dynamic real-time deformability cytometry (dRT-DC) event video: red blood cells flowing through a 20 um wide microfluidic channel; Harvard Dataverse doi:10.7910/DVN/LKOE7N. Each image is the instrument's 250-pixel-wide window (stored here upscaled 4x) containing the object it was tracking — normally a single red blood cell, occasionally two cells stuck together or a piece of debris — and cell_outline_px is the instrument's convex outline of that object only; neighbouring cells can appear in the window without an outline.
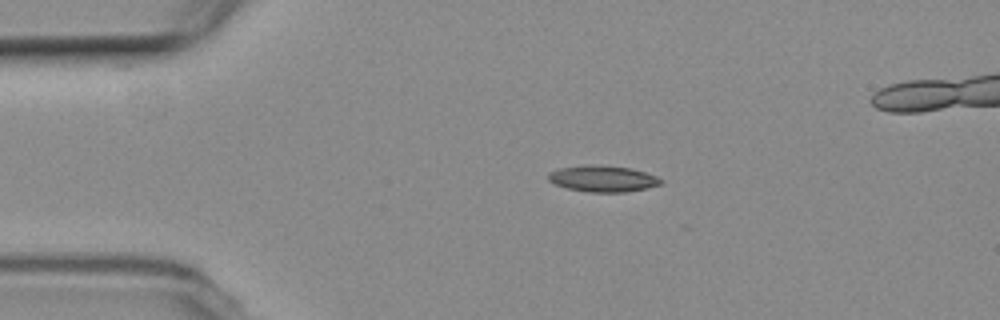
{"species": "common noctule bat (a hibernating species)", "species_latin": "Nyctalus noctula", "temperature_condition": "room temperature", "stored_images_in_passage": 3, "camera_frame_rate_fps": 3000, "um_per_image_px": 0.085, "animal": {"sex": "female", "body_mass_g": 19.3, "forearm_length_mm": 54.1}, "frame": {"image": 1, "passage_image": 1, "time_ms": 0.0, "image_size_px": [1000, 320], "cell_outline_px": [[664, 180], [660, 184], [648, 188], [624, 192], [588, 192], [568, 188], [556, 184], [548, 180], [548, 172], [560, 168], [588, 164], [632, 168], [656, 176]], "centroid_in_image_um": [51.24, 15.18], "position_along_channel_um": 33.8, "area_um2": 17.17}}